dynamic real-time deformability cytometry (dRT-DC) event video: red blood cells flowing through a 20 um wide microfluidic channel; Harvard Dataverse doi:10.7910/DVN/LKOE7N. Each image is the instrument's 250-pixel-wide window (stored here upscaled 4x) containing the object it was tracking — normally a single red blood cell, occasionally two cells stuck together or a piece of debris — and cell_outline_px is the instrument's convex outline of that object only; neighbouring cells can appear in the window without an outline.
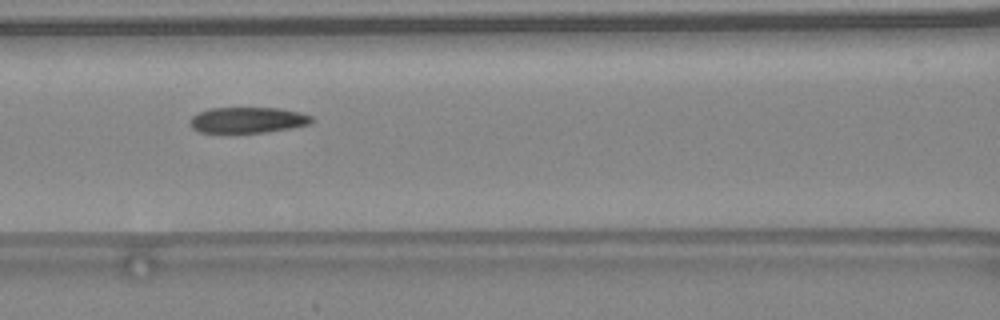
{"species": "common noctule bat (a hibernating species)", "species_latin": "Nyctalus noctula", "temperature_condition": "warm", "stored_images_in_passage": 43, "camera_frame_rate_fps": 3000, "um_per_image_px": 0.085, "animal": {"sex": "female", "body_mass_g": 24.6, "forearm_length_mm": 56.2}, "frame": {"image": 1, "passage_image": 19, "time_ms": 6.0, "image_size_px": [1000, 320], "cell_outline_px": [[312, 120], [308, 124], [292, 128], [264, 132], [200, 132], [192, 128], [188, 124], [188, 120], [192, 116], [208, 108], [280, 108], [300, 112], [312, 116]], "centroid_in_image_um": [21.02, 10.19], "position_along_channel_um": 145.6, "area_um2": 18.26}, "authors_computed_cell_mechanics": {"area_um2": 19.1896, "velocity_mm_per_s": 4.5368, "shape_relaxation_time_tau1_ms": null, "shape_relaxation_time_tau2_ms": 1.9121, "deformation_change_tau1": null, "deformation_change_tau2": 0.0785}}